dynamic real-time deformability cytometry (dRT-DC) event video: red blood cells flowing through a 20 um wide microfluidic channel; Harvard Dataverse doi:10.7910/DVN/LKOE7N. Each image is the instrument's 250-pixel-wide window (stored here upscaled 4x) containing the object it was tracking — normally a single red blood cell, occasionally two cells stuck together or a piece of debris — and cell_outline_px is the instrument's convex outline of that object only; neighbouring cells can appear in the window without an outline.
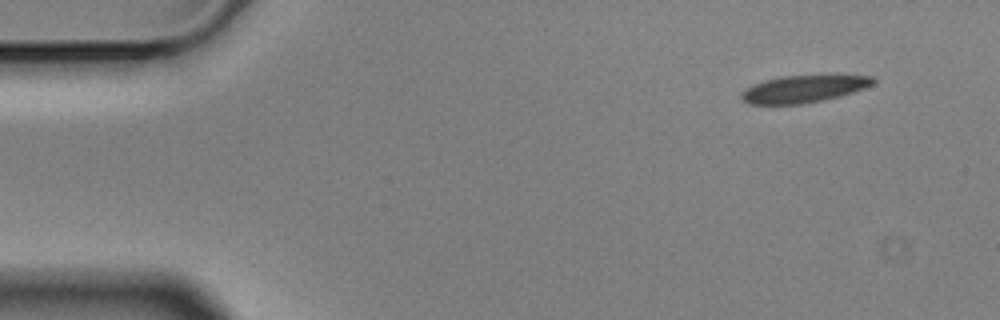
{"species": "Egyptian fruit bat (a non-hibernating species)", "species_latin": "Rousettus aegyptiacus", "temperature_condition": "cold", "stored_images_in_passage": 4, "camera_frame_rate_fps": 3000, "um_per_image_px": 0.085, "animal": {"sex": "male"}, "frame": {"image": 1, "passage_image": 1, "time_ms": 0.0, "image_size_px": [1000, 320], "cell_outline_px": [[876, 80], [872, 84], [864, 88], [840, 96], [824, 100], [800, 104], [748, 104], [740, 96], [740, 92], [756, 84], [780, 76], [872, 76]], "centroid_in_image_um": [68.29, 7.57], "position_along_channel_um": 16.7, "area_um2": 20.35}}
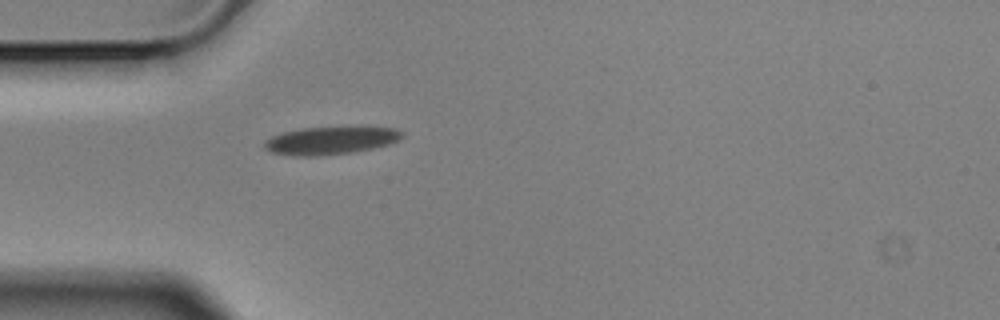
{"frame": {"image": 2, "passage_image": 4, "time_ms": 1.0, "image_size_px": [1000, 320], "cell_outline_px": [[404, 136], [388, 144], [372, 148], [352, 152], [320, 156], [292, 156], [272, 152], [264, 148], [264, 140], [272, 136], [284, 132], [300, 128], [396, 128], [404, 132]], "centroid_in_image_um": [28.04, 11.96], "position_along_channel_um": 57.0, "area_um2": 21.91}}